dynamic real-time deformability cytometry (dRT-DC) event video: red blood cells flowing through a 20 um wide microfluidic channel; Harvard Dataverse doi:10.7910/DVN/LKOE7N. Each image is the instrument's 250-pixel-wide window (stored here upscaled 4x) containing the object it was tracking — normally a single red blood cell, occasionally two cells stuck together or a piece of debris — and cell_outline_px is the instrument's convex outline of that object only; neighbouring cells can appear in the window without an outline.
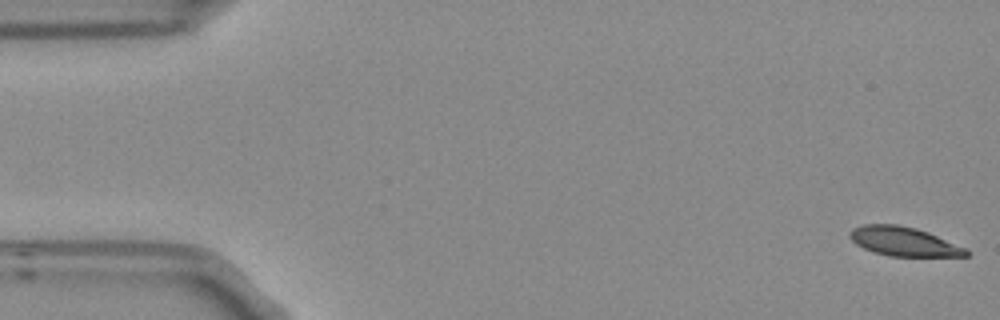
{"species": "Egyptian fruit bat (a non-hibernating species)", "species_latin": "Rousettus aegyptiacus", "temperature_condition": "room temperature", "stored_images_in_passage": 5, "camera_frame_rate_fps": 3000, "um_per_image_px": 0.085, "frame": {"image": 1, "passage_image": 1, "time_ms": 0.0, "image_size_px": [1000, 320], "cell_outline_px": [[968, 256], [888, 256], [872, 252], [856, 244], [848, 236], [852, 228], [864, 224], [896, 224], [916, 228], [928, 232], [968, 248]], "centroid_in_image_um": [76.82, 20.52], "position_along_channel_um": 8.2, "area_um2": 19.83}}
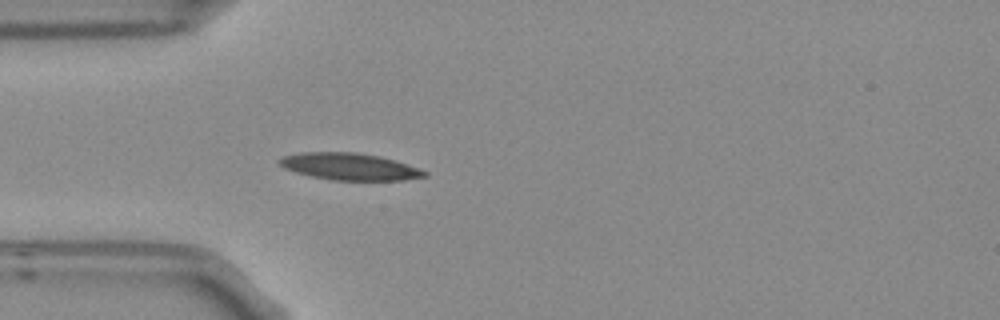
{"frame": {"image": 2, "passage_image": 5, "time_ms": 1.333, "image_size_px": [1000, 320], "cell_outline_px": [[428, 176], [404, 180], [332, 180], [312, 176], [296, 172], [284, 168], [276, 160], [284, 156], [300, 152], [356, 152], [380, 156], [428, 172]], "centroid_in_image_um": [29.68, 14.16], "position_along_channel_um": 55.3, "area_um2": 22.54}}